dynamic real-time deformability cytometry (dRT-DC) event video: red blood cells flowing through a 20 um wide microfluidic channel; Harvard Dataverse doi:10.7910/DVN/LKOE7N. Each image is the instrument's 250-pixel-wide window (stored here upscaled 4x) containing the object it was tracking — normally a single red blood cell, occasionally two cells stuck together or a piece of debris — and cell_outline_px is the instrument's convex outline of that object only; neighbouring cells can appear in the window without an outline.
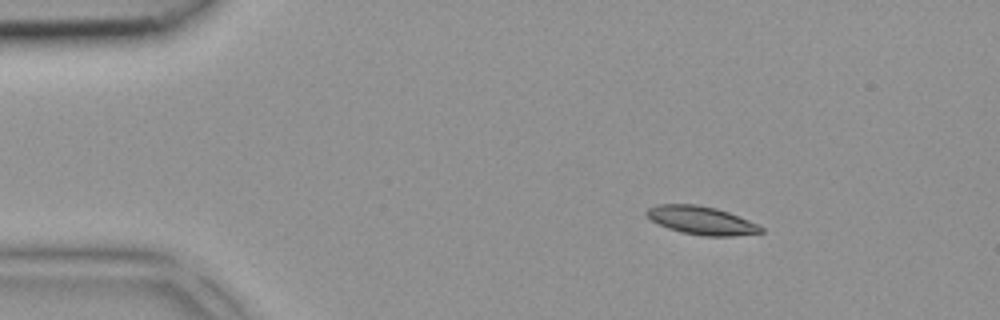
{"species": "common noctule bat (a hibernating species)", "species_latin": "Nyctalus noctula", "temperature_condition": "room temperature", "stored_images_in_passage": 37, "camera_frame_rate_fps": 3000, "um_per_image_px": 0.085, "animal": {"sex": "female", "body_mass_g": 18.4}, "frame": {"image": 1, "passage_image": 1, "time_ms": 0.0, "image_size_px": [1000, 320], "cell_outline_px": [[764, 232], [732, 236], [704, 236], [680, 232], [668, 228], [652, 220], [644, 212], [648, 208], [656, 204], [696, 204], [716, 208], [728, 212], [748, 220], [764, 228]], "centroid_in_image_um": [59.61, 18.73], "position_along_channel_um": 25.4, "area_um2": 18.73}}
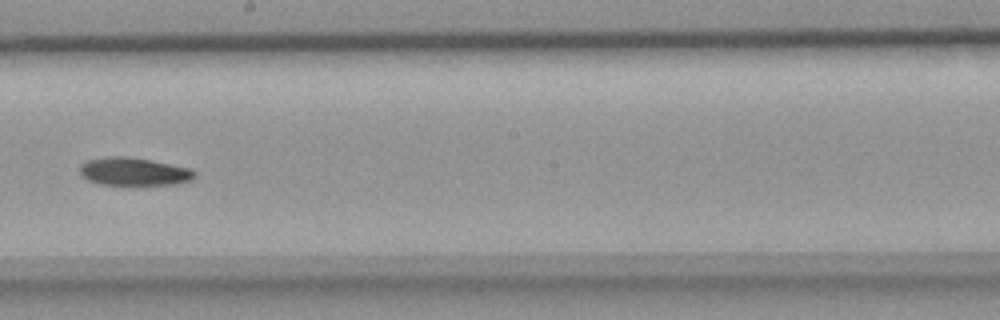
{"frame": {"image": 2, "passage_image": 19, "time_ms": 6.0, "image_size_px": [1000, 320], "cell_outline_px": [[196, 176], [192, 180], [176, 184], [136, 188], [124, 188], [100, 184], [88, 180], [80, 176], [80, 164], [88, 160], [108, 156], [124, 156], [148, 160], [192, 168], [196, 172]], "centroid_in_image_um": [11.39, 14.66], "position_along_channel_um": 236.8, "area_um2": 19.88}}
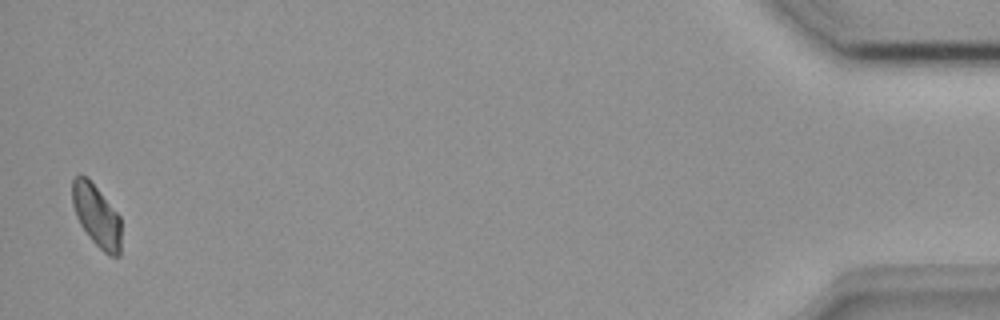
{"frame": {"image": 3, "passage_image": 37, "time_ms": 12.0, "image_size_px": [1000, 320], "cell_outline_px": [[120, 256], [108, 256], [88, 236], [80, 224], [76, 216], [72, 204], [72, 180], [76, 176], [88, 176], [120, 216]], "centroid_in_image_um": [8.2, 18.32], "position_along_channel_um": 427.0, "area_um2": 17.74}}